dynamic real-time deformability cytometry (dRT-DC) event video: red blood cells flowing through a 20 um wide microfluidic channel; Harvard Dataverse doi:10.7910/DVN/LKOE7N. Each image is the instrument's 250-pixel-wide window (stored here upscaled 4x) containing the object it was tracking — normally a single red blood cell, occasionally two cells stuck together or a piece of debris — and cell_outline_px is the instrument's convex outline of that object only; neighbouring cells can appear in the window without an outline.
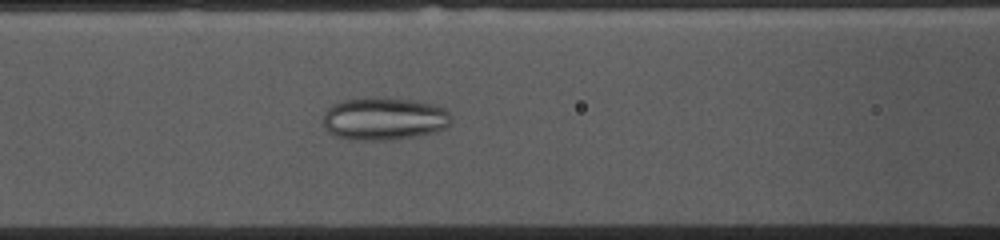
{"species": "common noctule bat (a hibernating species)", "species_latin": "Nyctalus noctula", "temperature_condition": "cold", "stored_images_in_passage": 53, "camera_frame_rate_fps": 3000, "um_per_image_px": 0.085, "animal": {"sex": "female", "body_mass_g": 10.0, "forearm_length_mm": 53.1}, "frame": {"image": 1, "passage_image": 20, "time_ms": 6.333, "image_size_px": [1000, 240], "cell_outline_px": [[452, 116], [448, 124], [444, 128], [436, 132], [396, 140], [352, 140], [336, 136], [328, 132], [324, 124], [324, 116], [328, 108], [332, 104], [344, 100], [412, 100], [432, 104], [444, 108]], "centroid_in_image_um": [32.66, 10.15], "position_along_channel_um": 133.9, "area_um2": 31.15}}
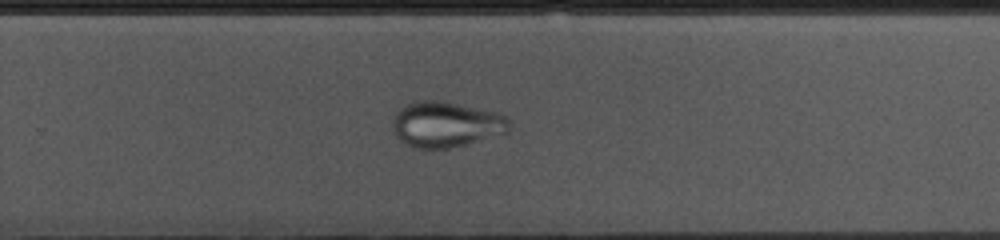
{"frame": {"image": 2, "passage_image": 33, "time_ms": 10.667, "image_size_px": [1000, 240], "cell_outline_px": [[512, 120], [508, 132], [468, 144], [448, 148], [416, 148], [400, 140], [396, 136], [392, 128], [392, 120], [396, 112], [400, 108], [416, 100], [440, 100], [496, 112], [508, 116]], "centroid_in_image_um": [37.93, 10.56], "position_along_channel_um": 291.9, "area_um2": 31.21}}
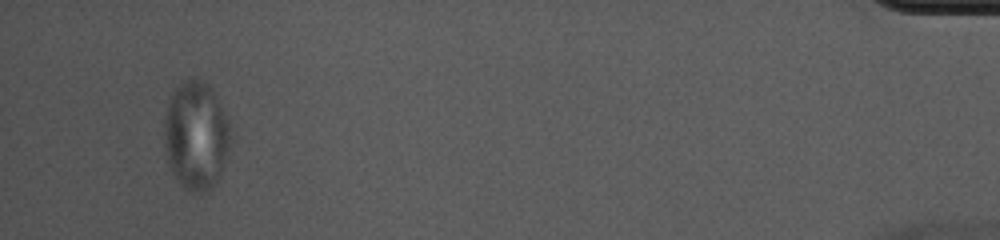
{"frame": {"image": 3, "passage_image": 50, "time_ms": 16.333, "image_size_px": [1000, 240], "cell_outline_px": [[228, 148], [220, 176], [216, 184], [200, 192], [188, 192], [180, 184], [172, 172], [168, 164], [164, 140], [164, 116], [168, 104], [176, 88], [184, 80], [196, 76], [204, 80], [208, 84], [216, 96], [228, 116]], "centroid_in_image_um": [16.64, 11.5], "position_along_channel_um": 418.6, "area_um2": 41.73}}